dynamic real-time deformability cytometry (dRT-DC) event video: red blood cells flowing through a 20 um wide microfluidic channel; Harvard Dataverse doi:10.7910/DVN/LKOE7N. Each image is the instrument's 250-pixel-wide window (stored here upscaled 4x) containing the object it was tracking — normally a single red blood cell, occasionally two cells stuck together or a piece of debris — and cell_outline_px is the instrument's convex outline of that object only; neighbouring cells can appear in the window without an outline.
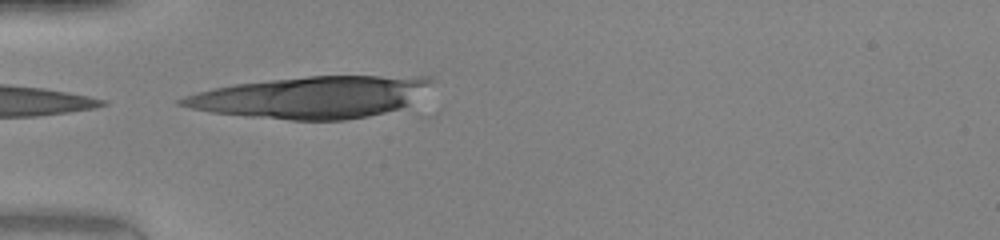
{"species": "human", "species_latin": "Homo sapiens", "temperature_condition": "warm", "stored_images_in_passage": 16, "camera_frame_rate_fps": 3000, "um_per_image_px": 0.085, "donor": {"sex": "female"}, "frame": {"image": 1, "passage_image": 1, "time_ms": 0.0, "image_size_px": [1000, 240], "cell_outline_px": [[432, 80], [408, 104], [400, 108], [368, 116], [344, 120], [292, 120], [248, 116], [212, 112], [192, 108], [176, 104], [176, 100], [184, 96], [196, 92], [212, 88], [236, 84], [308, 76], [432, 76]], "centroid_in_image_um": [26.4, 8.26], "position_along_channel_um": 58.6, "area_um2": 60.0}}